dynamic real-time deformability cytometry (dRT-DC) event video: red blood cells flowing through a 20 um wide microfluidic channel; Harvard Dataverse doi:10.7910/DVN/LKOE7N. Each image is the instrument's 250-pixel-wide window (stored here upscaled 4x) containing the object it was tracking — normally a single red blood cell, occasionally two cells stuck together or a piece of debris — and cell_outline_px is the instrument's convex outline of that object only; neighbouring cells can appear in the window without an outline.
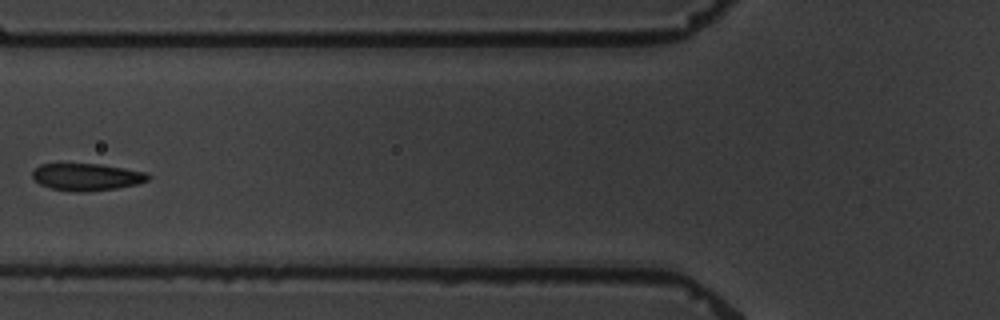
{"species": "common noctule bat (a hibernating species)", "species_latin": "Nyctalus noctula", "temperature_condition": "warm", "stored_images_in_passage": 6, "camera_frame_rate_fps": 3000, "um_per_image_px": 0.085, "animal": {"sex": "male", "body_mass_g": 19.5, "forearm_length_mm": 54.6}, "frame": {"image": 1, "passage_image": 6, "time_ms": 6.0, "image_size_px": [1000, 320], "cell_outline_px": [[152, 176], [148, 180], [136, 184], [116, 188], [84, 192], [76, 192], [52, 188], [40, 184], [32, 176], [32, 172], [40, 164], [100, 164], [124, 168], [144, 172]], "centroid_in_image_um": [7.38, 15.04], "position_along_channel_um": 118.4, "area_um2": 18.09}}